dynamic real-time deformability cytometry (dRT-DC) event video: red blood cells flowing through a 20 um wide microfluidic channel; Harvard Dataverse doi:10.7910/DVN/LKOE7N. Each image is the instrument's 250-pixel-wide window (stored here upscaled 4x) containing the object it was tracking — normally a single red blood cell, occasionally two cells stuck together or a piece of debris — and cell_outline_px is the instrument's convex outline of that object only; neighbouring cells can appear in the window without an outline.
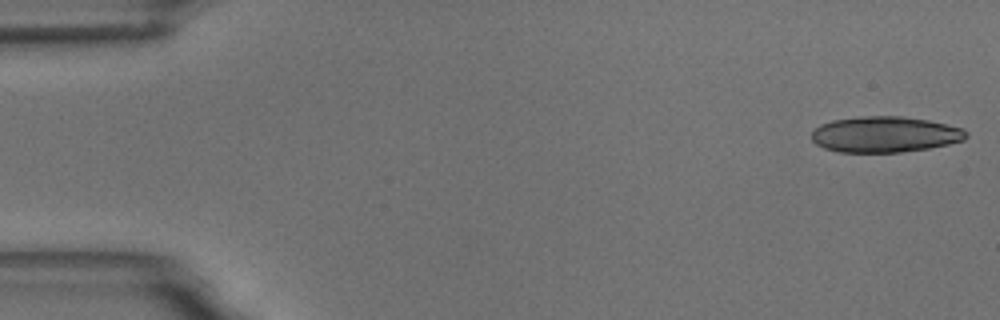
{"species": "common noctule bat (a hibernating species)", "species_latin": "Nyctalus noctula", "temperature_condition": "room temperature", "stored_images_in_passage": 19, "camera_frame_rate_fps": 3000, "um_per_image_px": 0.085, "animal": {"sex": "male", "body_mass_g": 18.8}, "frame": {"image": 1, "passage_image": 1, "time_ms": 0.0, "image_size_px": [1000, 320], "cell_outline_px": [[968, 136], [964, 140], [948, 144], [928, 148], [900, 152], [840, 152], [824, 148], [816, 144], [812, 140], [812, 132], [820, 124], [832, 120], [860, 116], [900, 116], [928, 120], [964, 128], [968, 132]], "centroid_in_image_um": [75.23, 11.42], "position_along_channel_um": 9.8, "area_um2": 32.37}}